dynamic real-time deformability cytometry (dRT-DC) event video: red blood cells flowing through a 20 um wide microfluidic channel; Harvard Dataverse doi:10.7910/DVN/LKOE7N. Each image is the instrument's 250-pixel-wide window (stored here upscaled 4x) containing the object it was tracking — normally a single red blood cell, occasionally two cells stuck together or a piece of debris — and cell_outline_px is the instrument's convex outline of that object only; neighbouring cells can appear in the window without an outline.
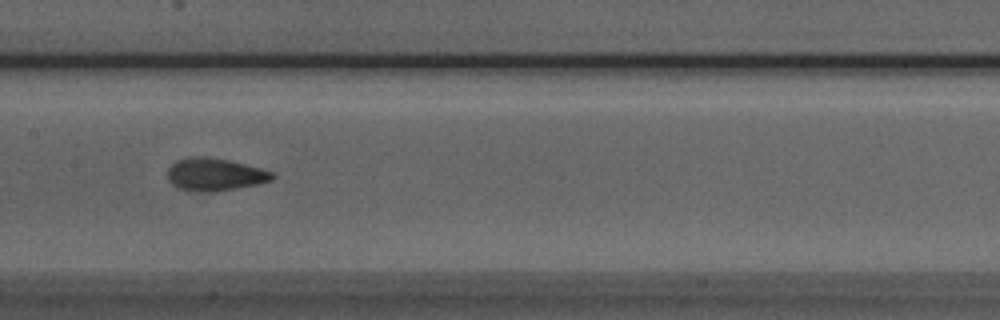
{"species": "Egyptian fruit bat (a non-hibernating species)", "species_latin": "Rousettus aegyptiacus", "temperature_condition": "room temperature", "stored_images_in_passage": 9, "camera_frame_rate_fps": 3000, "um_per_image_px": 0.085, "animal": {"sex": "male"}, "frame": {"image": 1, "passage_image": 8, "time_ms": 2.333, "image_size_px": [1000, 320], "cell_outline_px": [[276, 176], [272, 180], [260, 184], [216, 192], [200, 192], [180, 188], [172, 184], [168, 180], [168, 168], [176, 160], [192, 156], [204, 156], [228, 160], [260, 168], [272, 172]], "centroid_in_image_um": [18.27, 14.83], "position_along_channel_um": 189.1, "area_um2": 20.0}}
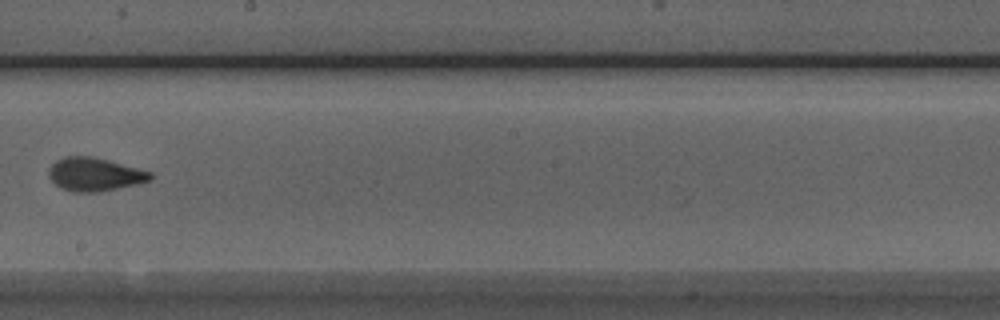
{"frame": {"image": 2, "passage_image": 9, "time_ms": 2.667, "image_size_px": [1000, 320], "cell_outline_px": [[152, 176], [148, 180], [136, 184], [100, 192], [72, 192], [60, 188], [48, 176], [48, 168], [56, 160], [64, 156], [92, 156], [108, 160], [152, 172]], "centroid_in_image_um": [7.99, 14.82], "position_along_channel_um": 240.2, "area_um2": 19.71}}